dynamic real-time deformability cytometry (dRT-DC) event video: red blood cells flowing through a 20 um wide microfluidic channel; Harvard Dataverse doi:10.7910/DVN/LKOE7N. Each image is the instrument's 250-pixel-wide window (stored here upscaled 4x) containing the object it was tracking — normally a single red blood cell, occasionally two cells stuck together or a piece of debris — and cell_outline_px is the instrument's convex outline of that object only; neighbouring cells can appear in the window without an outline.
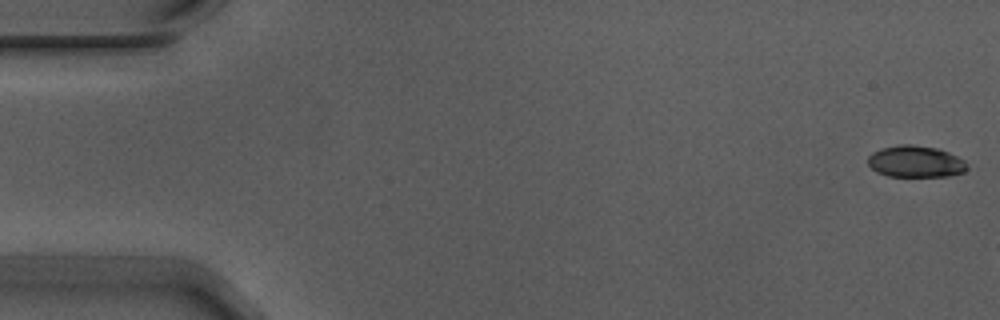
{"species": "Egyptian fruit bat (a non-hibernating species)", "species_latin": "Rousettus aegyptiacus", "temperature_condition": "warm", "stored_images_in_passage": 12, "camera_frame_rate_fps": 3000, "um_per_image_px": 0.085, "animal": {"sex": "male"}, "frame": {"image": 1, "passage_image": 1, "time_ms": 0.0, "image_size_px": [1000, 320], "cell_outline_px": [[968, 168], [964, 172], [948, 176], [888, 176], [876, 172], [868, 164], [868, 156], [872, 152], [880, 148], [900, 144], [912, 144], [936, 148], [948, 152], [964, 160]], "centroid_in_image_um": [77.8, 13.73], "position_along_channel_um": 7.2, "area_um2": 18.32}}